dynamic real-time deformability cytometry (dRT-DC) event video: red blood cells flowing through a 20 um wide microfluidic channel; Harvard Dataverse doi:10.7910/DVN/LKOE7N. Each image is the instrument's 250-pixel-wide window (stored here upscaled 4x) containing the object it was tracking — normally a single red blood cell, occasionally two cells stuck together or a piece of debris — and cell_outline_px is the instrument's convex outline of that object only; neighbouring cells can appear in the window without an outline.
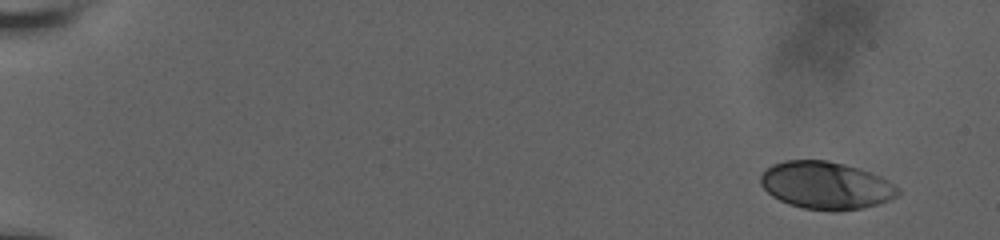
{"species": "human", "species_latin": "Homo sapiens", "temperature_condition": "room temperature", "stored_images_in_passage": 23, "camera_frame_rate_fps": 3000, "um_per_image_px": 0.085, "donor": {"sex": "male"}, "frame": {"image": 1, "passage_image": 1, "time_ms": 0.0, "image_size_px": [1000, 240], "cell_outline_px": [[900, 192], [896, 196], [888, 200], [876, 204], [860, 208], [836, 212], [804, 208], [788, 204], [772, 196], [760, 184], [760, 176], [772, 164], [784, 160], [828, 160], [844, 164], [880, 176], [888, 180], [900, 188]], "centroid_in_image_um": [70.19, 15.76], "position_along_channel_um": 14.8, "area_um2": 37.92}}
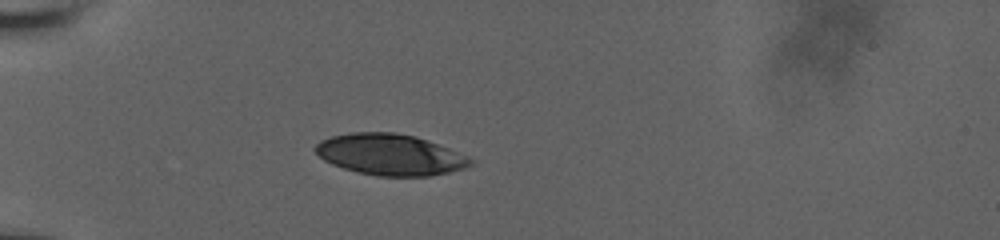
{"frame": {"image": 2, "passage_image": 17, "time_ms": 5.0, "image_size_px": [1000, 240], "cell_outline_px": [[476, 160], [472, 164], [464, 168], [448, 172], [428, 176], [376, 176], [344, 168], [332, 164], [324, 160], [312, 148], [320, 140], [332, 136], [348, 132], [396, 132], [416, 136], [428, 140], [468, 156]], "centroid_in_image_um": [33.16, 13.13], "position_along_channel_um": 51.8, "area_um2": 37.28}}